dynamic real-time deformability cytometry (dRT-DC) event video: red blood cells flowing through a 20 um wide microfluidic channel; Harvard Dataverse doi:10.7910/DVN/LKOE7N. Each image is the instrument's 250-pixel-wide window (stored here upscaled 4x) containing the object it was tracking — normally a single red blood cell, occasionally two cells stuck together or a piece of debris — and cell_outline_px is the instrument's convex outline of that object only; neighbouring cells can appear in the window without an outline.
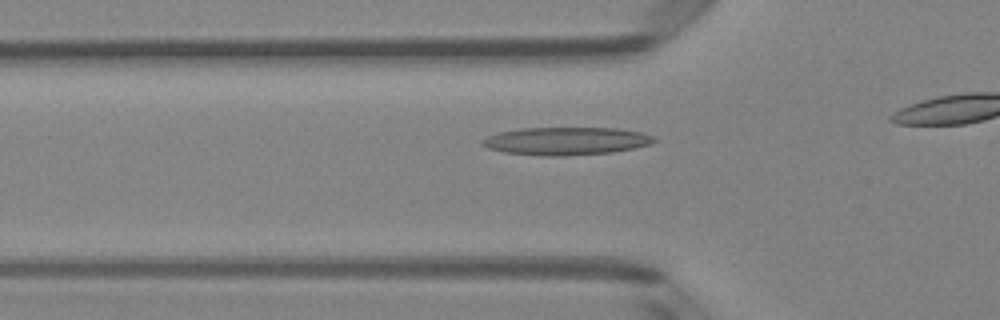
{"species": "Egyptian fruit bat (a non-hibernating species)", "species_latin": "Rousettus aegyptiacus", "temperature_condition": "room temperature", "stored_images_in_passage": 31, "camera_frame_rate_fps": 3000, "um_per_image_px": 0.085, "animal": {"sex": "female"}, "frame": {"image": 1, "passage_image": 7, "time_ms": 2.0, "image_size_px": [1000, 320], "cell_outline_px": [[656, 140], [652, 144], [612, 152], [564, 156], [544, 156], [504, 152], [488, 148], [480, 144], [480, 140], [488, 136], [500, 132], [524, 128], [616, 128], [640, 132], [656, 136]], "centroid_in_image_um": [48.12, 11.99], "position_along_channel_um": 77.7, "area_um2": 27.86}}
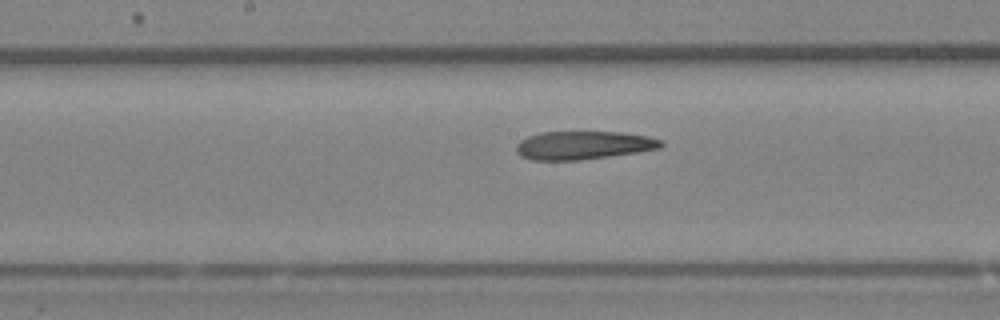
{"frame": {"image": 2, "passage_image": 16, "time_ms": 5.0, "image_size_px": [1000, 320], "cell_outline_px": [[664, 144], [660, 148], [636, 152], [580, 160], [532, 160], [520, 156], [516, 152], [516, 144], [520, 140], [528, 136], [540, 132], [620, 132], [648, 136], [660, 140]], "centroid_in_image_um": [49.54, 12.34], "position_along_channel_um": 198.7, "area_um2": 23.81}}
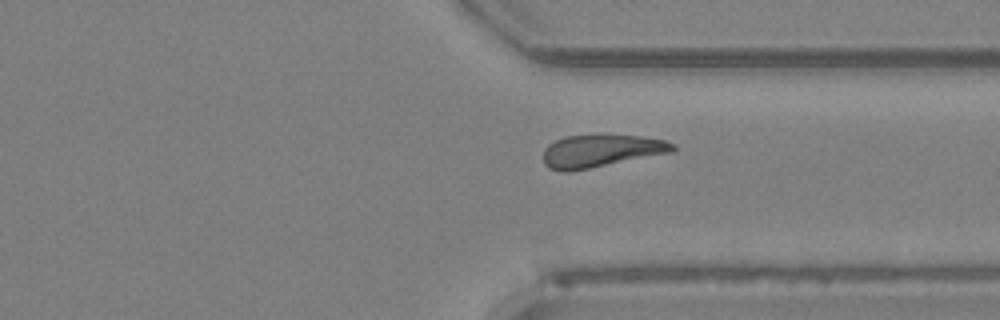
{"frame": {"image": 3, "passage_image": 28, "time_ms": 9.0, "image_size_px": [1000, 320], "cell_outline_px": [[676, 148], [672, 152], [568, 172], [560, 172], [548, 168], [544, 164], [544, 148], [548, 144], [564, 136], [600, 132], [640, 136], [664, 140], [676, 144]], "centroid_in_image_um": [51.05, 12.78], "position_along_channel_um": 360.3, "area_um2": 25.32}}